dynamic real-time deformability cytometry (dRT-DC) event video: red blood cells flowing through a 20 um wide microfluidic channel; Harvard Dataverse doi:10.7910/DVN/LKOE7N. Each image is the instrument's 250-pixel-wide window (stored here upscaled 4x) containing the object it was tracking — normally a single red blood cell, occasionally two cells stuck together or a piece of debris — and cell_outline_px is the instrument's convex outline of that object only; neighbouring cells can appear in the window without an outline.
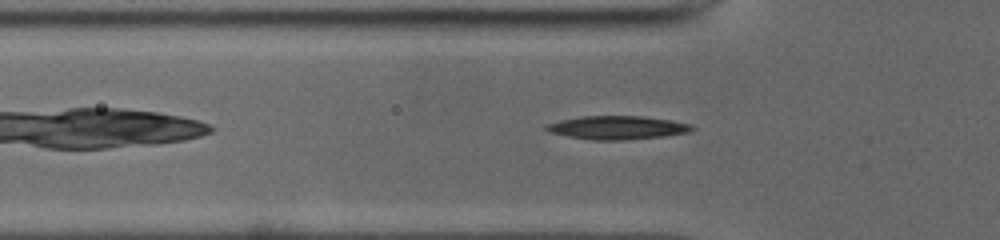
{"species": "common noctule bat (a hibernating species)", "species_latin": "Nyctalus noctula", "temperature_condition": "cold", "stored_images_in_passage": 41, "camera_frame_rate_fps": 3000, "um_per_image_px": 0.085, "animal": {"sex": "male", "body_mass_g": 19.0, "forearm_length_mm": 50.8}, "frame": {"image": 1, "passage_image": 7, "time_ms": 2.0, "image_size_px": [1000, 240], "cell_outline_px": [[696, 128], [688, 132], [664, 136], [624, 140], [592, 140], [568, 136], [548, 132], [544, 128], [544, 124], [560, 120], [584, 116], [644, 116], [672, 120], [692, 124]], "centroid_in_image_um": [52.47, 10.84], "position_along_channel_um": 73.3, "area_um2": 20.06}}
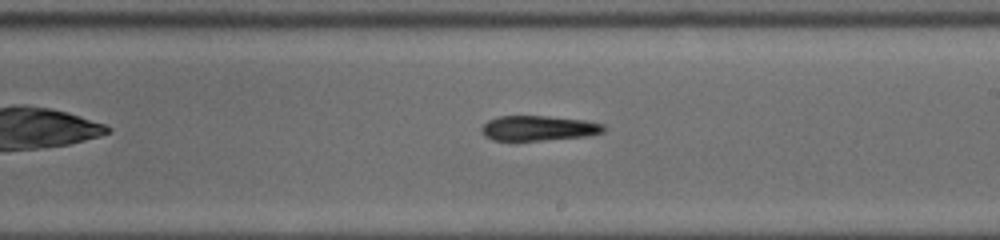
{"frame": {"image": 2, "passage_image": 20, "time_ms": 6.333, "image_size_px": [1000, 240], "cell_outline_px": [[604, 132], [588, 136], [544, 140], [492, 140], [484, 136], [480, 132], [480, 128], [488, 120], [500, 116], [544, 116], [584, 120], [604, 124]], "centroid_in_image_um": [45.75, 10.9], "position_along_channel_um": 243.3, "area_um2": 17.8}}
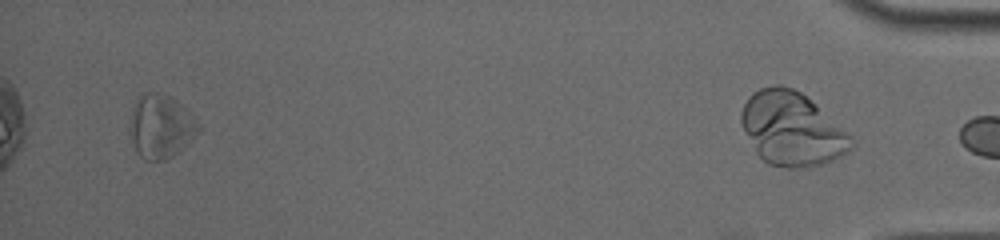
{"frame": {"image": 3, "passage_image": 40, "time_ms": 13.0, "image_size_px": [1000, 240], "cell_outline_px": [[200, 128], [188, 144], [172, 156], [164, 160], [144, 160], [140, 156], [128, 132], [128, 128], [136, 96], [144, 92], [160, 92], [172, 96], [188, 108], [200, 124]], "centroid_in_image_um": [13.67, 10.69], "position_along_channel_um": 421.5, "area_um2": 25.89}}